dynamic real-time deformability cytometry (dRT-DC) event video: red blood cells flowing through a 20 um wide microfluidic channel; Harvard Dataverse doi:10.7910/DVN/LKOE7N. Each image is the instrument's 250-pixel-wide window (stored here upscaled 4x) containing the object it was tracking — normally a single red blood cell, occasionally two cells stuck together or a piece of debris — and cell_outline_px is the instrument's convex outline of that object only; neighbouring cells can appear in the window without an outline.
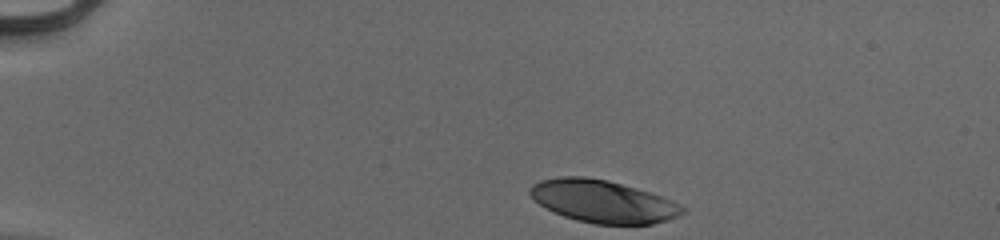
{"species": "human", "species_latin": "Homo sapiens", "temperature_condition": "cold", "stored_images_in_passage": 35, "camera_frame_rate_fps": 3000, "um_per_image_px": 0.085, "donor": {"sex": "male"}, "frame": {"image": 1, "passage_image": 1, "time_ms": 0.0, "image_size_px": [1000, 240], "cell_outline_px": [[684, 212], [668, 220], [652, 224], [596, 224], [576, 220], [564, 216], [540, 204], [528, 192], [528, 188], [532, 184], [540, 180], [560, 176], [584, 176], [608, 180], [636, 188], [660, 196], [680, 204], [684, 208]], "centroid_in_image_um": [51.22, 17.11], "position_along_channel_um": 33.8, "area_um2": 37.45}}
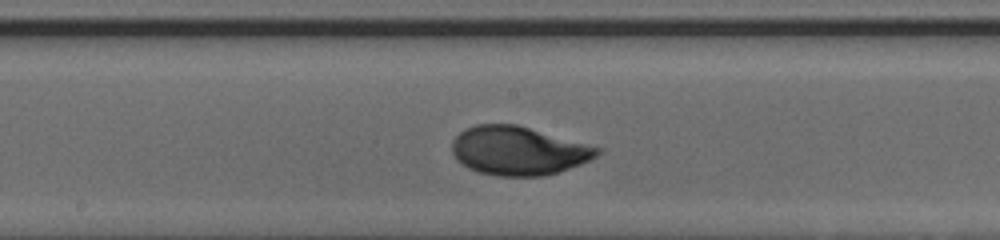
{"frame": {"image": 2, "passage_image": 20, "time_ms": 6.333, "image_size_px": [1000, 240], "cell_outline_px": [[600, 152], [596, 156], [580, 164], [544, 176], [500, 176], [476, 172], [460, 164], [456, 160], [452, 152], [452, 140], [464, 128], [476, 124], [516, 124], [600, 148]], "centroid_in_image_um": [43.98, 12.81], "position_along_channel_um": 204.2, "area_um2": 40.98}}
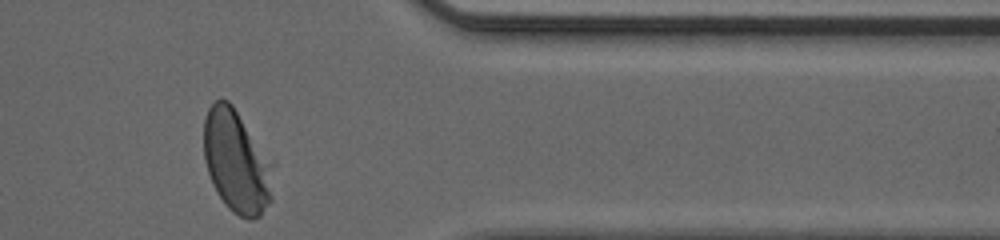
{"frame": {"image": 3, "passage_image": 35, "time_ms": 11.333, "image_size_px": [1000, 240], "cell_outline_px": [[272, 200], [260, 216], [252, 220], [248, 220], [232, 212], [224, 204], [216, 192], [212, 184], [204, 160], [204, 120], [208, 108], [220, 96], [228, 100], [232, 104], [268, 164], [272, 196]], "centroid_in_image_um": [20.01, 13.78], "position_along_channel_um": 391.4, "area_um2": 40.0}, "authors_computed_cell_mechanics": {"area_um2": 40.2866, "velocity_mm_per_s": 3.9557, "shape_relaxation_time_tau1_ms": 2.5056, "shape_relaxation_time_tau2_ms": null, "deformation_change_tau1": 0.1699, "deformation_change_tau2": null}}